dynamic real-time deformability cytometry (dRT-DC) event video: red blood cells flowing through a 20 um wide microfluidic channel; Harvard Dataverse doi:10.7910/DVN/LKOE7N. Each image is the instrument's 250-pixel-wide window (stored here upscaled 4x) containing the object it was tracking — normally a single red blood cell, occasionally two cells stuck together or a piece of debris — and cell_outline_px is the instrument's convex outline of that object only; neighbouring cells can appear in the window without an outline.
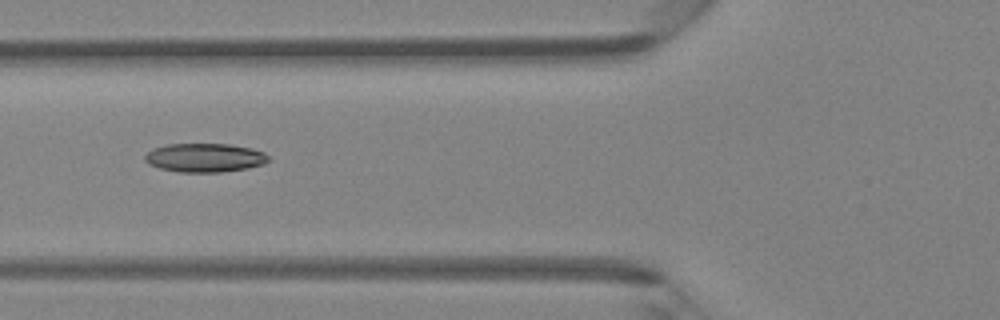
{"species": "Egyptian fruit bat (a non-hibernating species)", "species_latin": "Rousettus aegyptiacus", "temperature_condition": "room temperature", "stored_images_in_passage": 6, "camera_frame_rate_fps": 3000, "um_per_image_px": 0.085, "animal": {"sex": "female"}, "frame": {"image": 1, "passage_image": 6, "time_ms": 5.667, "image_size_px": [1000, 320], "cell_outline_px": [[272, 160], [264, 164], [248, 168], [220, 172], [180, 172], [160, 168], [148, 164], [144, 160], [144, 156], [152, 148], [168, 144], [228, 144], [252, 148], [264, 152]], "centroid_in_image_um": [17.42, 13.4], "position_along_channel_um": 108.4, "area_um2": 20.87}}